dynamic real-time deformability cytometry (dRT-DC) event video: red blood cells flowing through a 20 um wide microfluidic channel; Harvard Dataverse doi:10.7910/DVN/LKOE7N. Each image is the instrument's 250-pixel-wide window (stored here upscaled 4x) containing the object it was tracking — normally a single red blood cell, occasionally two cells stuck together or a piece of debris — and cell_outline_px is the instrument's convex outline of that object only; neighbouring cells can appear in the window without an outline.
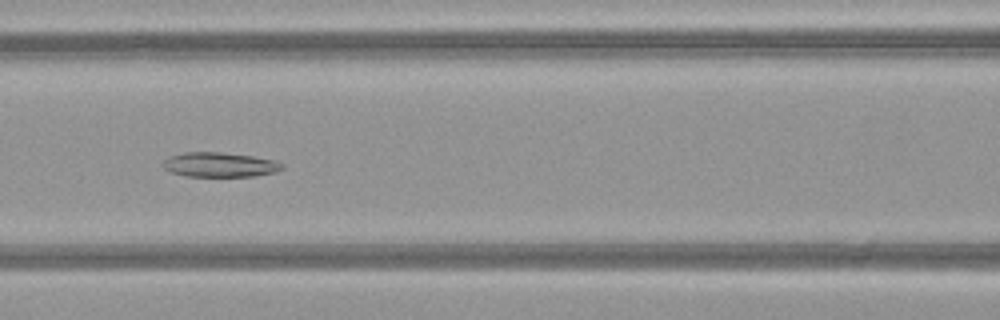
{"species": "common noctule bat (a hibernating species)", "species_latin": "Nyctalus noctula", "temperature_condition": "warm", "stored_images_in_passage": 36, "camera_frame_rate_fps": 3000, "um_per_image_px": 0.085, "animal": {"sex": "female", "body_mass_g": 21.9}, "frame": {"image": 1, "passage_image": 8, "time_ms": 2.333, "image_size_px": [1000, 320], "cell_outline_px": [[284, 168], [276, 172], [252, 176], [184, 176], [168, 172], [160, 164], [168, 156], [184, 152], [220, 152], [252, 156], [276, 160], [284, 164]], "centroid_in_image_um": [18.64, 14.0], "position_along_channel_um": 148.0, "area_um2": 17.34}}
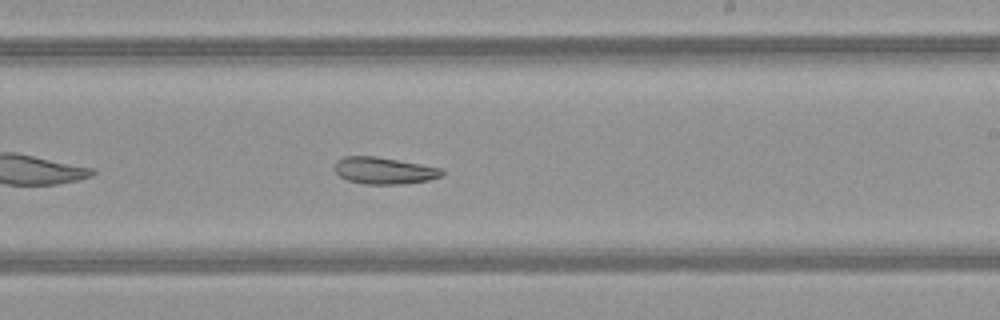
{"frame": {"image": 2, "passage_image": 16, "time_ms": 5.0, "image_size_px": [1000, 320], "cell_outline_px": [[444, 172], [440, 176], [428, 180], [400, 184], [364, 184], [348, 180], [340, 176], [336, 172], [336, 160], [344, 156], [376, 156], [444, 168]], "centroid_in_image_um": [32.66, 14.49], "position_along_channel_um": 256.3, "area_um2": 16.7}}
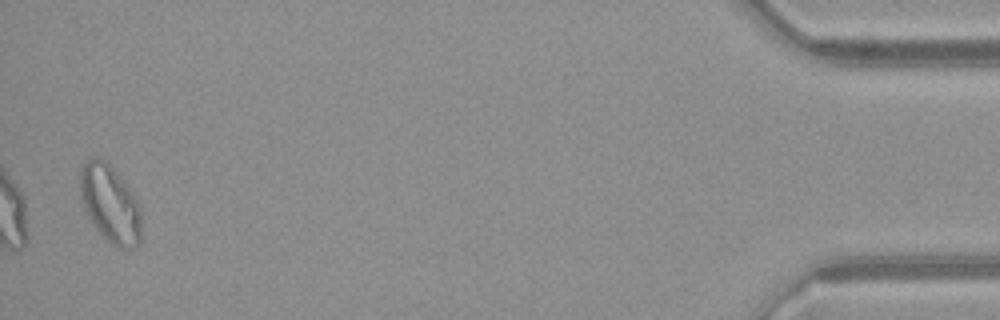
{"frame": {"image": 3, "passage_image": 35, "time_ms": 11.333, "image_size_px": [1000, 320], "cell_outline_px": [[140, 244], [136, 248], [120, 248], [108, 240], [92, 224], [80, 196], [80, 172], [84, 160], [96, 156], [100, 156], [116, 172], [132, 192], [140, 204]], "centroid_in_image_um": [9.36, 17.3], "position_along_channel_um": 425.8, "area_um2": 27.51}}